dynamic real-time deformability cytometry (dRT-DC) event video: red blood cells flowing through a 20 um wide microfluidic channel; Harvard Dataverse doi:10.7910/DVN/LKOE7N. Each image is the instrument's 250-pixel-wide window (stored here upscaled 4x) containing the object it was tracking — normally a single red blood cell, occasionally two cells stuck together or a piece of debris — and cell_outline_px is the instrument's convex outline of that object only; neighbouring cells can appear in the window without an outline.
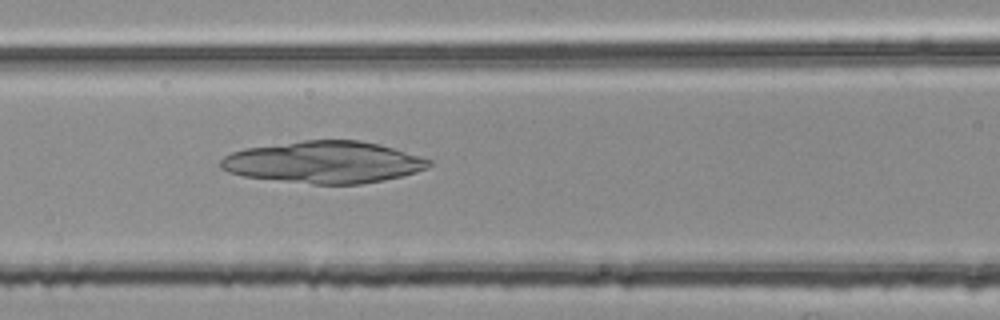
{"species": "common noctule bat (a hibernating species)", "species_latin": "Nyctalus noctula", "temperature_condition": "room temperature", "stored_images_in_passage": 32, "camera_frame_rate_fps": 3000, "um_per_image_px": 0.085, "animal": {"sex": "female", "body_mass_g": 25.1}, "frame": {"image": 1, "passage_image": 8, "time_ms": 2.333, "image_size_px": [1000, 320], "cell_outline_px": [[432, 164], [428, 168], [416, 172], [384, 180], [360, 184], [312, 184], [244, 176], [228, 172], [220, 168], [220, 160], [224, 156], [232, 152], [244, 148], [304, 140], [360, 140], [380, 144], [420, 156], [432, 160]], "centroid_in_image_um": [27.54, 13.78], "position_along_channel_um": 139.1, "area_um2": 50.86}}
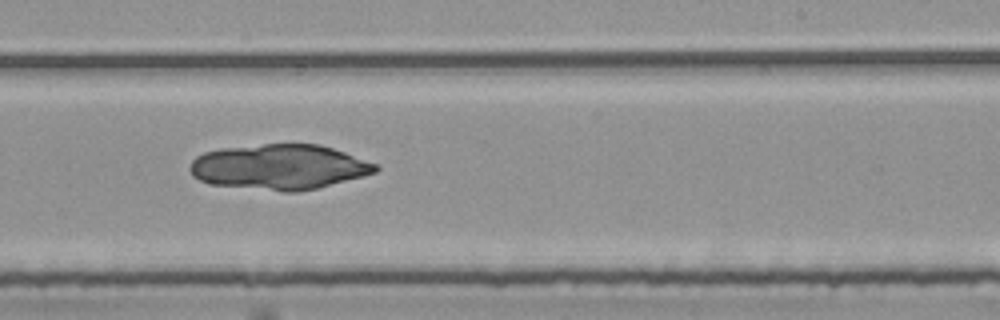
{"frame": {"image": 2, "passage_image": 18, "time_ms": 5.667, "image_size_px": [1000, 320], "cell_outline_px": [[380, 168], [376, 172], [364, 176], [316, 188], [296, 192], [284, 192], [212, 184], [200, 180], [192, 176], [188, 168], [188, 164], [196, 156], [204, 152], [220, 148], [264, 144], [320, 144], [380, 164]], "centroid_in_image_um": [23.74, 14.19], "position_along_channel_um": 265.3, "area_um2": 49.13}}
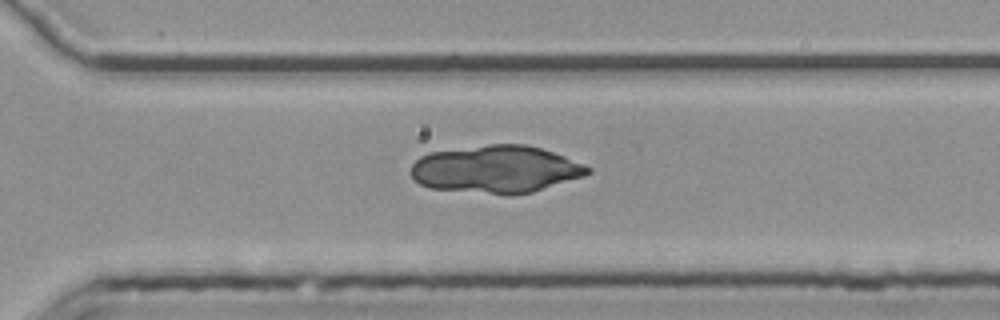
{"frame": {"image": 3, "passage_image": 23, "time_ms": 7.333, "image_size_px": [1000, 320], "cell_outline_px": [[592, 172], [584, 176], [532, 192], [512, 196], [508, 196], [428, 188], [412, 180], [412, 164], [420, 156], [432, 152], [488, 144], [528, 144], [564, 156], [584, 164], [592, 168]], "centroid_in_image_um": [42.16, 14.4], "position_along_channel_um": 328.4, "area_um2": 49.3}}